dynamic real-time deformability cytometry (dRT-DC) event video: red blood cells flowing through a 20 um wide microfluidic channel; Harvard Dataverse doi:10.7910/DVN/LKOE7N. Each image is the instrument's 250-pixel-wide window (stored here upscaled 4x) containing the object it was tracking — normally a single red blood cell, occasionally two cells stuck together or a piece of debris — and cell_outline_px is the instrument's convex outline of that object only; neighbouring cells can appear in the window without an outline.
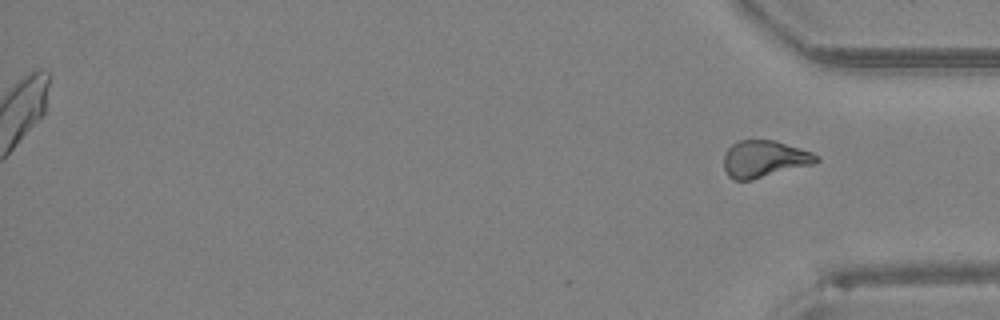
{"species": "Egyptian fruit bat (a non-hibernating species)", "species_latin": "Rousettus aegyptiacus", "temperature_condition": "room temperature", "stored_images_in_passage": 34, "segment_of_instrument_passage": [2, 2], "camera_frame_rate_fps": 3000, "um_per_image_px": 0.085, "animal": {"sex": "female"}, "frame": {"image": 1, "passage_image": 34, "time_ms": 11.0, "image_size_px": [1000, 320], "cell_outline_px": [[820, 160], [816, 164], [752, 180], [732, 180], [728, 176], [724, 168], [724, 152], [732, 144], [740, 140], [776, 140], [812, 152], [820, 156]], "centroid_in_image_um": [65.0, 13.52], "position_along_channel_um": 370.2, "area_um2": 20.29}}